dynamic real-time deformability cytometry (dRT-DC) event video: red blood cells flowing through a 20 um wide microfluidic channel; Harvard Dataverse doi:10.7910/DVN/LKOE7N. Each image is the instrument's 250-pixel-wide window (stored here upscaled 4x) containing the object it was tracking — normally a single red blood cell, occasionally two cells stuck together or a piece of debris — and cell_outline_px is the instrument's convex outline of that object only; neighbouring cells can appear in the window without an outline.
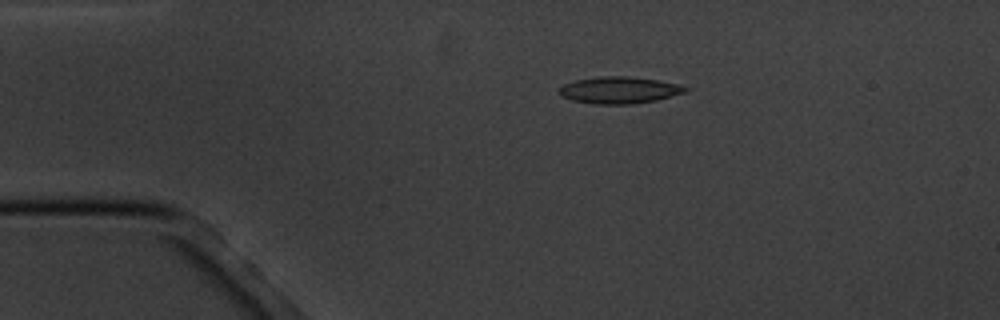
{"species": "common noctule bat (a hibernating species)", "species_latin": "Nyctalus noctula", "temperature_condition": "cold", "stored_images_in_passage": 3, "camera_frame_rate_fps": 3000, "um_per_image_px": 0.085, "animal": {"sex": "male", "body_mass_g": 20.1, "forearm_length_mm": 53.5}, "frame": {"image": 1, "passage_image": 1, "time_ms": 0.0, "image_size_px": [1000, 320], "cell_outline_px": [[688, 92], [656, 100], [632, 104], [596, 104], [572, 100], [560, 96], [560, 88], [564, 84], [576, 80], [600, 76], [628, 76], [660, 80], [680, 84], [688, 88]], "centroid_in_image_um": [52.68, 7.65], "position_along_channel_um": 32.3, "area_um2": 19.77}}
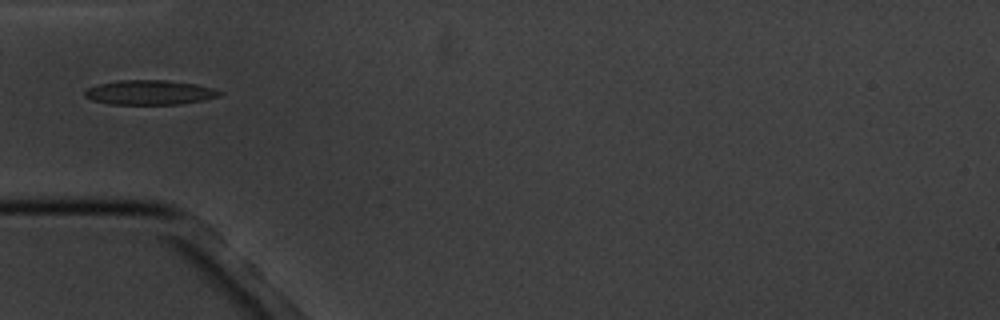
{"frame": {"image": 2, "passage_image": 3, "time_ms": 2.333, "image_size_px": [1000, 320], "cell_outline_px": [[224, 92], [220, 96], [204, 100], [180, 104], [108, 104], [92, 100], [84, 96], [84, 92], [88, 88], [100, 84], [116, 80], [168, 80], [196, 84], [212, 88]], "centroid_in_image_um": [12.74, 7.86], "position_along_channel_um": 72.3, "area_um2": 19.36}}